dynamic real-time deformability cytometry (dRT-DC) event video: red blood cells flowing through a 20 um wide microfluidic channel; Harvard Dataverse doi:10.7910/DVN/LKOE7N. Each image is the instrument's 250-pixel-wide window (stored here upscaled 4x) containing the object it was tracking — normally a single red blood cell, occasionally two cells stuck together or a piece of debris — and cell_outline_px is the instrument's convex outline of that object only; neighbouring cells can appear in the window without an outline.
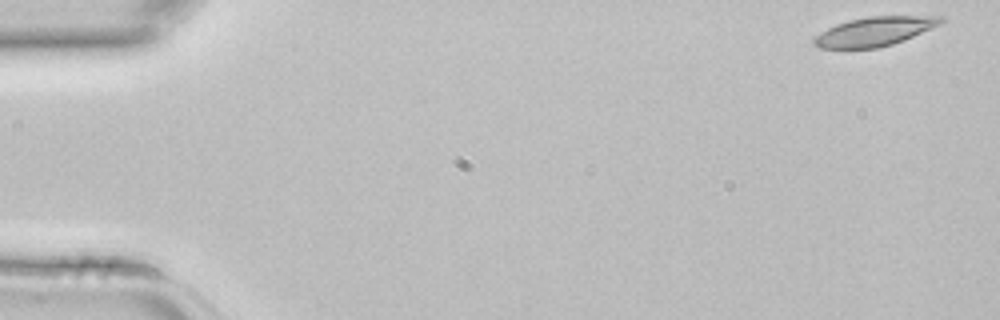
{"species": "common noctule bat (a hibernating species)", "species_latin": "Nyctalus noctula", "temperature_condition": "room temperature", "stored_images_in_passage": 4, "camera_frame_rate_fps": 3000, "um_per_image_px": 0.085, "animal": {"sex": "female", "body_mass_g": 22.7, "forearm_length_mm": 54.2}, "frame": {"image": 1, "passage_image": 1, "time_ms": 0.0, "image_size_px": [1000, 320], "cell_outline_px": [[944, 20], [940, 24], [904, 40], [892, 44], [876, 48], [820, 48], [812, 44], [812, 40], [820, 32], [836, 24], [848, 20], [868, 16], [944, 16]], "centroid_in_image_um": [74.31, 2.67], "position_along_channel_um": 10.7, "area_um2": 21.39}}
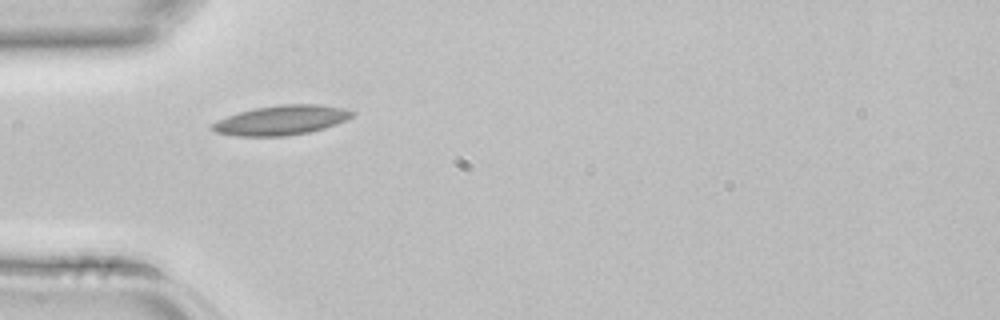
{"frame": {"image": 2, "passage_image": 4, "time_ms": 1.0, "image_size_px": [1000, 320], "cell_outline_px": [[356, 112], [352, 116], [336, 124], [324, 128], [308, 132], [284, 136], [236, 136], [216, 132], [208, 128], [216, 120], [240, 112], [256, 108], [280, 104], [320, 104], [344, 108]], "centroid_in_image_um": [23.9, 10.21], "position_along_channel_um": 61.1, "area_um2": 24.04}}